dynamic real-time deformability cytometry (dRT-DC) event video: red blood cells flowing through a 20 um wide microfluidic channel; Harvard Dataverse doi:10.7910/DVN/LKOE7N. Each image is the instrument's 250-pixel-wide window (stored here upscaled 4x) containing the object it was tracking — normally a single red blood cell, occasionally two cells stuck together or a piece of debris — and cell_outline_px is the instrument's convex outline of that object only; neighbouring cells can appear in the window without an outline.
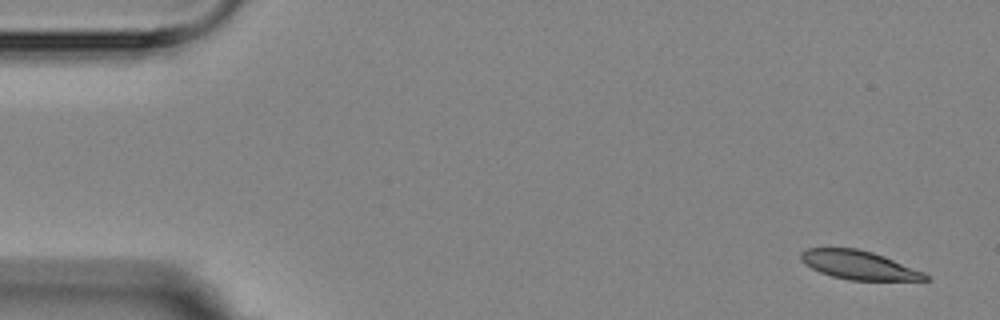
{"species": "Egyptian fruit bat (a non-hibernating species)", "species_latin": "Rousettus aegyptiacus", "temperature_condition": "room temperature", "stored_images_in_passage": 4, "camera_frame_rate_fps": 3000, "um_per_image_px": 0.085, "animal": {"sex": "female"}, "frame": {"image": 1, "passage_image": 1, "time_ms": 0.0, "image_size_px": [1000, 320], "cell_outline_px": [[928, 280], [848, 280], [832, 276], [820, 272], [804, 264], [800, 260], [800, 252], [804, 248], [856, 248], [872, 252], [884, 256], [924, 272], [928, 276]], "centroid_in_image_um": [72.95, 22.52], "position_along_channel_um": 12.1, "area_um2": 20.75}}
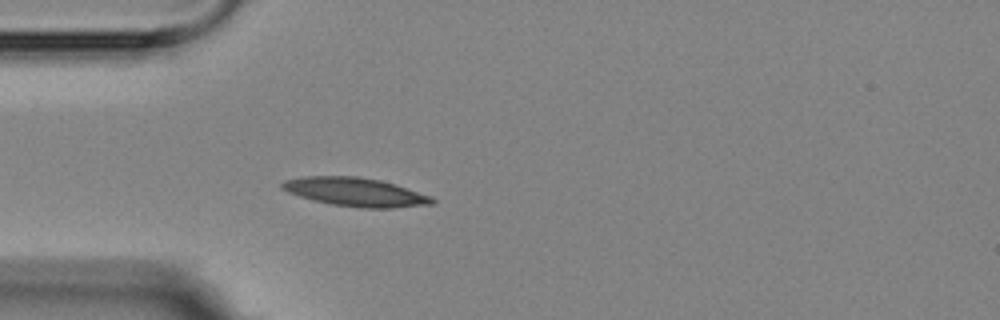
{"frame": {"image": 2, "passage_image": 4, "time_ms": 4.333, "image_size_px": [1000, 320], "cell_outline_px": [[436, 200], [432, 204], [392, 208], [360, 208], [332, 204], [312, 200], [288, 192], [280, 188], [280, 184], [284, 180], [304, 176], [356, 176], [380, 180], [396, 184], [432, 196]], "centroid_in_image_um": [30.21, 16.32], "position_along_channel_um": 54.8, "area_um2": 25.14}}